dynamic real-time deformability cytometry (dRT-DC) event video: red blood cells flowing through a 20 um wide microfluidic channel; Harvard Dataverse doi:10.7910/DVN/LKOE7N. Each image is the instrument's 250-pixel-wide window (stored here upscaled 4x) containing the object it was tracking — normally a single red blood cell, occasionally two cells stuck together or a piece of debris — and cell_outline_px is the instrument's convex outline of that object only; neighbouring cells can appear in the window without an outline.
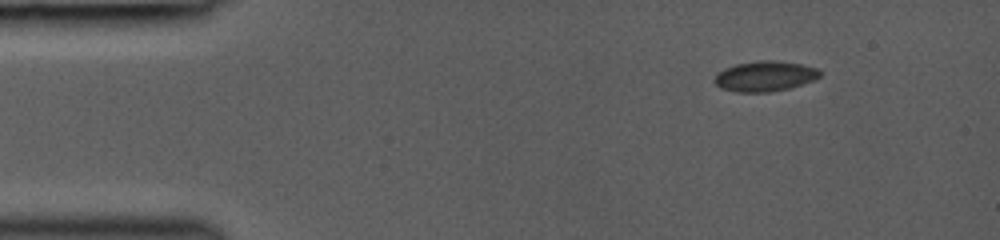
{"species": "common noctule bat (a hibernating species)", "species_latin": "Nyctalus noctula", "temperature_condition": "room temperature", "stored_images_in_passage": 4, "camera_frame_rate_fps": 3000, "um_per_image_px": 0.085, "animal": {"sex": "female", "body_mass_g": 19.0, "forearm_length_mm": 53.3}, "frame": {"image": 1, "passage_image": 1, "time_ms": 0.0, "image_size_px": [1000, 240], "cell_outline_px": [[820, 76], [812, 80], [788, 88], [768, 92], [736, 92], [720, 88], [712, 80], [724, 68], [736, 64], [756, 60], [772, 60], [800, 64], [816, 68], [820, 72]], "centroid_in_image_um": [64.96, 6.47], "position_along_channel_um": 20.0, "area_um2": 18.38}}
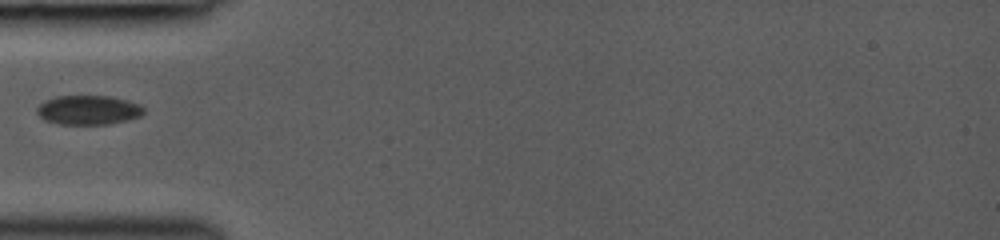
{"frame": {"image": 2, "passage_image": 4, "time_ms": 3.333, "image_size_px": [1000, 240], "cell_outline_px": [[144, 112], [140, 116], [112, 124], [60, 124], [44, 120], [36, 112], [36, 108], [44, 100], [56, 96], [108, 96], [128, 100], [140, 104], [144, 108]], "centroid_in_image_um": [7.5, 9.35], "position_along_channel_um": 77.5, "area_um2": 18.32}}